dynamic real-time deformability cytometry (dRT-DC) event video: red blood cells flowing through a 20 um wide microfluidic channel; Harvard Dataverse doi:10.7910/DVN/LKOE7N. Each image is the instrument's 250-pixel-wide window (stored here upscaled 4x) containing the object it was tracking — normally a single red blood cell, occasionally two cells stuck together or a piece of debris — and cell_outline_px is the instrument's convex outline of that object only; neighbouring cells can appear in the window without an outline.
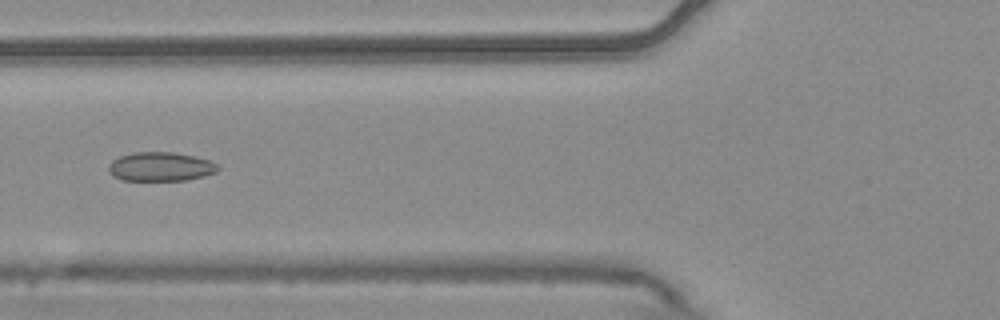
{"species": "common noctule bat (a hibernating species)", "species_latin": "Nyctalus noctula", "temperature_condition": "warm", "stored_images_in_passage": 7, "camera_frame_rate_fps": 3000, "um_per_image_px": 0.085, "animal": {"sex": "male", "body_mass_g": 20.4}, "frame": {"image": 1, "passage_image": 6, "time_ms": 1.667, "image_size_px": [1000, 320], "cell_outline_px": [[220, 168], [216, 172], [204, 176], [188, 180], [124, 180], [112, 176], [108, 172], [108, 164], [112, 160], [120, 156], [136, 152], [172, 152], [192, 156], [208, 160], [216, 164]], "centroid_in_image_um": [13.62, 14.17], "position_along_channel_um": 112.2, "area_um2": 18.44}}
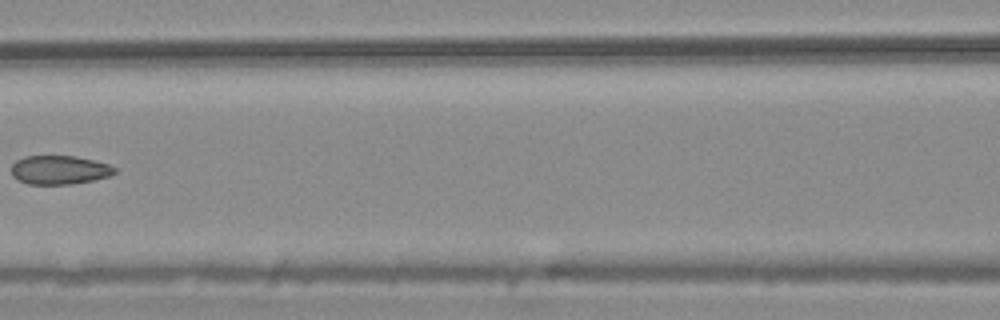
{"frame": {"image": 2, "passage_image": 7, "time_ms": 2.0, "image_size_px": [1000, 320], "cell_outline_px": [[116, 172], [112, 176], [72, 184], [28, 184], [16, 180], [12, 176], [12, 164], [16, 160], [24, 156], [76, 156], [108, 164], [116, 168]], "centroid_in_image_um": [5.04, 14.45], "position_along_channel_um": 161.6, "area_um2": 17.46}}